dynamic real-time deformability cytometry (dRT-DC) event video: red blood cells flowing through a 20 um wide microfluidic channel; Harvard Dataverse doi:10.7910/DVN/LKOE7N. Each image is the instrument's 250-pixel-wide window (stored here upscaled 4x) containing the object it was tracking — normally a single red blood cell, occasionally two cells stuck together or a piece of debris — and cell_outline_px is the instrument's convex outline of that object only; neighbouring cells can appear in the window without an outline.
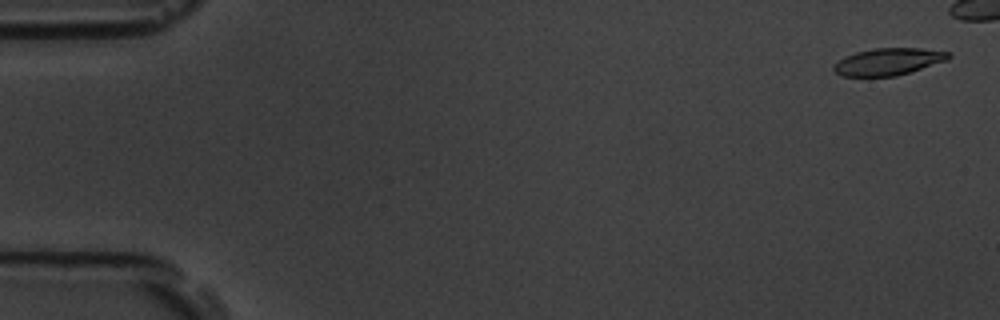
{"species": "common noctule bat (a hibernating species)", "species_latin": "Nyctalus noctula", "temperature_condition": "room temperature", "stored_images_in_passage": 47, "camera_frame_rate_fps": 3000, "um_per_image_px": 0.085, "animal": {"sex": "male", "body_mass_g": 19.5, "forearm_length_mm": 54.6}, "frame": {"image": 1, "passage_image": 2, "time_ms": 0.333, "image_size_px": [1000, 320], "cell_outline_px": [[952, 56], [948, 60], [896, 76], [840, 76], [832, 68], [832, 64], [844, 56], [856, 52], [876, 48], [920, 48], [952, 52]], "centroid_in_image_um": [75.5, 5.23], "position_along_channel_um": 9.5, "area_um2": 18.21}}
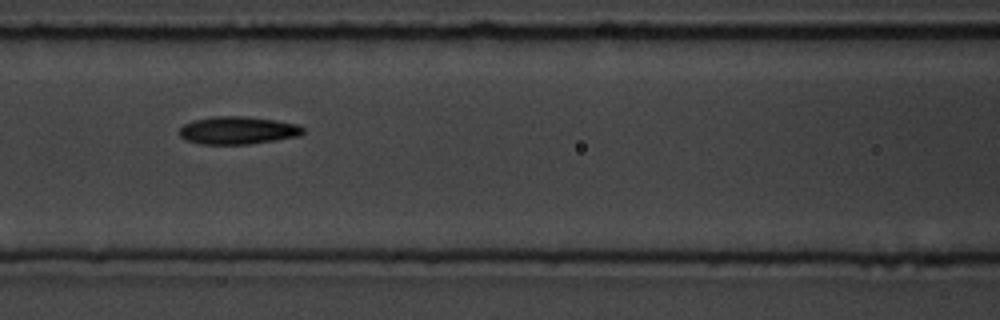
{"frame": {"image": 2, "passage_image": 25, "time_ms": 8.0, "image_size_px": [1000, 320], "cell_outline_px": [[304, 132], [300, 136], [276, 140], [248, 144], [200, 144], [184, 140], [180, 136], [180, 128], [184, 124], [192, 120], [216, 116], [244, 116], [276, 120], [296, 124], [304, 128]], "centroid_in_image_um": [20.2, 11.08], "position_along_channel_um": 146.4, "area_um2": 20.06}}
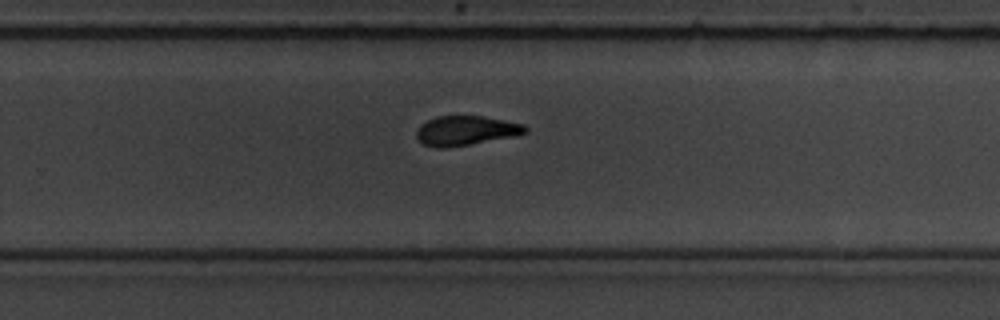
{"frame": {"image": 3, "passage_image": 37, "time_ms": 12.0, "image_size_px": [1000, 320], "cell_outline_px": [[528, 132], [516, 136], [448, 148], [436, 148], [424, 144], [416, 136], [416, 132], [420, 124], [436, 116], [480, 116], [504, 120], [524, 124], [528, 128]], "centroid_in_image_um": [39.61, 11.11], "position_along_channel_um": 290.2, "area_um2": 18.79}}